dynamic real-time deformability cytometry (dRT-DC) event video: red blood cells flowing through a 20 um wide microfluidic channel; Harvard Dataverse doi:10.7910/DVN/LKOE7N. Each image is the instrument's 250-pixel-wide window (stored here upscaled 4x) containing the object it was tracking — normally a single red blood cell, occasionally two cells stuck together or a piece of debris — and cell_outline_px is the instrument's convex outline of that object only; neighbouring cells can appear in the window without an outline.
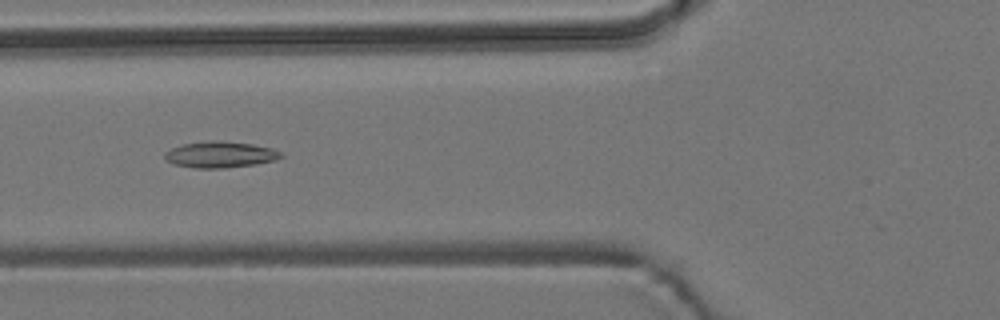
{"species": "common noctule bat (a hibernating species)", "species_latin": "Nyctalus noctula", "temperature_condition": "room temperature", "stored_images_in_passage": 23, "camera_frame_rate_fps": 3000, "um_per_image_px": 0.085, "animal": {"sex": "male", "body_mass_g": 19.2, "forearm_length_mm": 51.8}, "frame": {"image": 1, "passage_image": 8, "time_ms": 2.333, "image_size_px": [1000, 320], "cell_outline_px": [[284, 156], [276, 160], [256, 164], [224, 168], [192, 168], [176, 164], [164, 160], [164, 152], [172, 148], [184, 144], [208, 140], [216, 140], [252, 144], [272, 148], [280, 152]], "centroid_in_image_um": [18.71, 13.14], "position_along_channel_um": 107.1, "area_um2": 17.8}}
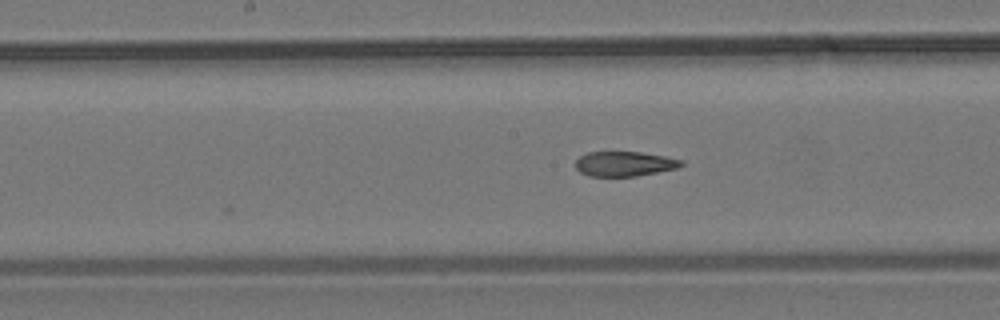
{"frame": {"image": 2, "passage_image": 15, "time_ms": 4.667, "image_size_px": [1000, 320], "cell_outline_px": [[684, 164], [676, 168], [636, 176], [588, 176], [580, 172], [576, 168], [576, 160], [580, 156], [588, 152], [640, 152], [664, 156], [684, 160]], "centroid_in_image_um": [53.07, 13.92], "position_along_channel_um": 195.1, "area_um2": 15.2}}
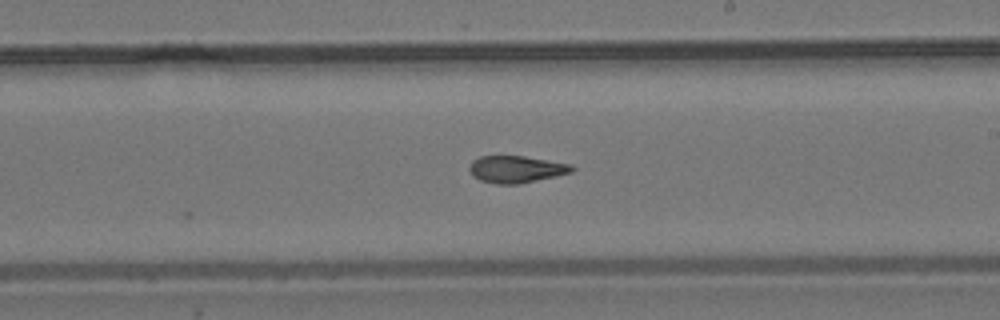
{"frame": {"image": 3, "passage_image": 19, "time_ms": 6.0, "image_size_px": [1000, 320], "cell_outline_px": [[576, 168], [572, 172], [556, 176], [520, 184], [496, 184], [480, 180], [472, 176], [468, 168], [472, 160], [480, 156], [524, 156], [572, 164]], "centroid_in_image_um": [43.87, 14.39], "position_along_channel_um": 245.1, "area_um2": 16.3}}